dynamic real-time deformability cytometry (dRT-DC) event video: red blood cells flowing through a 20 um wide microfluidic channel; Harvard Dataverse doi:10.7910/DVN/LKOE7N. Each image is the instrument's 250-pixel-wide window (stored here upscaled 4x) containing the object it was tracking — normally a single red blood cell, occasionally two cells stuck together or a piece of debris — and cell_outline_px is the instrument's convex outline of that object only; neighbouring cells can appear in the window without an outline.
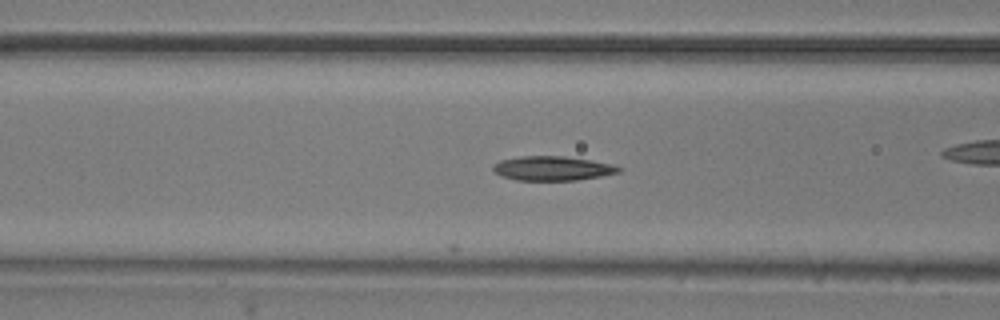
{"species": "common noctule bat (a hibernating species)", "species_latin": "Nyctalus noctula", "temperature_condition": "room temperature", "stored_images_in_passage": 46, "camera_frame_rate_fps": 3000, "um_per_image_px": 0.085, "animal": {"sex": "male", "body_mass_g": 20.5, "forearm_length_mm": 52.5}, "frame": {"image": 1, "passage_image": 20, "time_ms": 6.333, "image_size_px": [1000, 320], "cell_outline_px": [[624, 168], [620, 172], [600, 176], [576, 180], [516, 180], [500, 176], [492, 168], [500, 160], [520, 156], [564, 156], [592, 160], [616, 164]], "centroid_in_image_um": [47.02, 14.3], "position_along_channel_um": 119.6, "area_um2": 17.92}}
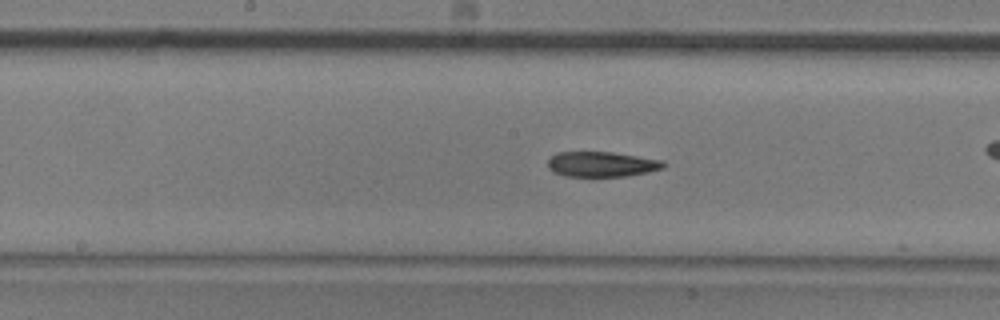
{"frame": {"image": 2, "passage_image": 26, "time_ms": 8.333, "image_size_px": [1000, 320], "cell_outline_px": [[668, 164], [664, 168], [648, 172], [628, 176], [564, 176], [552, 172], [548, 168], [548, 160], [556, 152], [612, 152], [664, 160]], "centroid_in_image_um": [51.17, 13.96], "position_along_channel_um": 197.0, "area_um2": 17.17}}
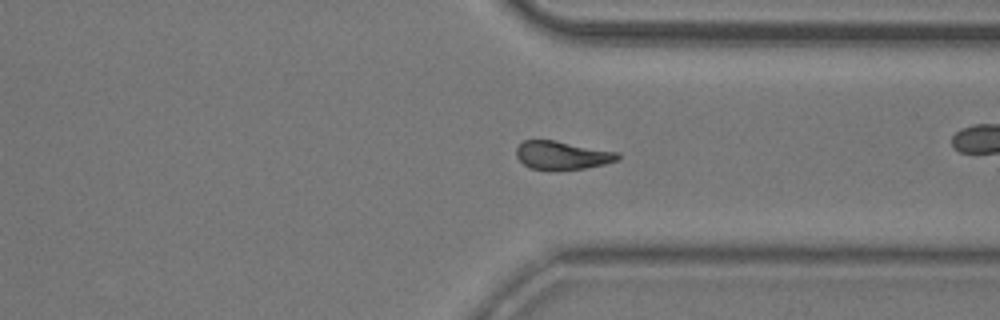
{"frame": {"image": 3, "passage_image": 39, "time_ms": 12.667, "image_size_px": [1000, 320], "cell_outline_px": [[620, 160], [604, 164], [584, 168], [528, 168], [516, 156], [516, 148], [524, 140], [556, 140], [620, 152]], "centroid_in_image_um": [47.83, 13.16], "position_along_channel_um": 363.6, "area_um2": 16.53}, "authors_computed_cell_mechanics": {"area_um2": 17.6579, "velocity_mm_per_s": 3.8562, "shape_relaxation_time_tau1_ms": 4.4166, "shape_relaxation_time_tau2_ms": 7.455, "deformation_change_tau1": 0.1315, "deformation_change_tau2": 0.1278}}